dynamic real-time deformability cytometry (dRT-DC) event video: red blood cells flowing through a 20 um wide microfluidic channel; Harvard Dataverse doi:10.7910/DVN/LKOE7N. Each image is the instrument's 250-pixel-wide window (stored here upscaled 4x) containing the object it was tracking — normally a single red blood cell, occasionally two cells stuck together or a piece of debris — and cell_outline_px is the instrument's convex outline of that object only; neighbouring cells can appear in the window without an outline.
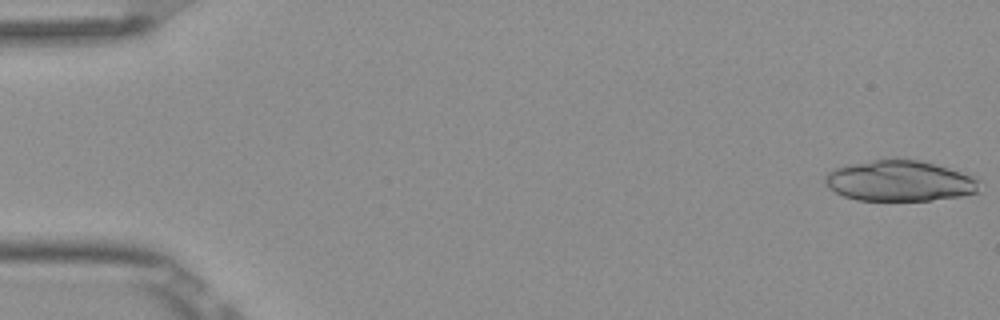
{"species": "Egyptian fruit bat (a non-hibernating species)", "species_latin": "Rousettus aegyptiacus", "temperature_condition": "room temperature", "stored_images_in_passage": 5, "camera_frame_rate_fps": 3000, "um_per_image_px": 0.085, "frame": {"image": 1, "passage_image": 1, "time_ms": 0.0, "image_size_px": [1000, 320], "cell_outline_px": [[980, 180], [976, 192], [960, 196], [928, 200], [856, 200], [844, 196], [828, 188], [824, 184], [824, 176], [828, 172], [836, 168], [848, 164], [892, 156], [896, 156], [920, 160], [948, 168], [972, 176]], "centroid_in_image_um": [76.41, 15.34], "position_along_channel_um": 8.6, "area_um2": 37.05}}